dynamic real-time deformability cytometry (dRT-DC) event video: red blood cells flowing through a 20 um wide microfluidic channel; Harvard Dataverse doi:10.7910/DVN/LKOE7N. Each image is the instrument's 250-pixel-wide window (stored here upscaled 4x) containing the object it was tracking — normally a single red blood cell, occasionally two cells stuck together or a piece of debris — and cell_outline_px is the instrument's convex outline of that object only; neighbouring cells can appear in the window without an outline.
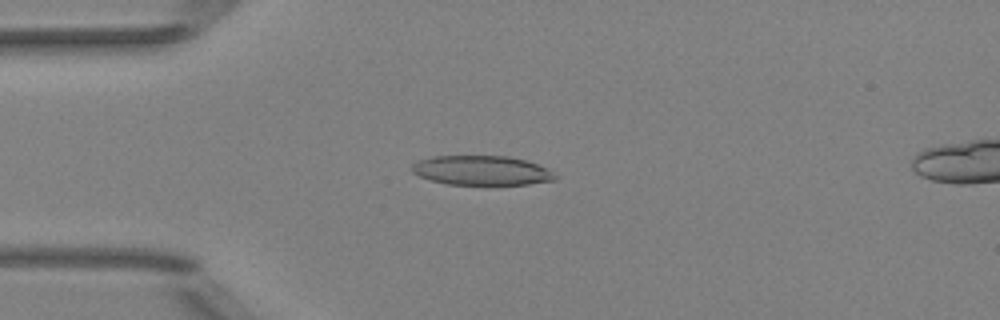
{"species": "Egyptian fruit bat (a non-hibernating species)", "species_latin": "Rousettus aegyptiacus", "temperature_condition": "room temperature", "stored_images_in_passage": 51, "camera_frame_rate_fps": 3000, "um_per_image_px": 0.085, "animal": {"sex": "female"}, "frame": {"image": 1, "passage_image": 13, "time_ms": 4.0, "image_size_px": [1000, 320], "cell_outline_px": [[556, 180], [528, 184], [448, 184], [432, 180], [420, 176], [412, 172], [412, 164], [416, 160], [432, 156], [508, 156], [524, 160], [548, 168], [556, 176]], "centroid_in_image_um": [40.92, 14.48], "position_along_channel_um": 44.1, "area_um2": 24.45}}
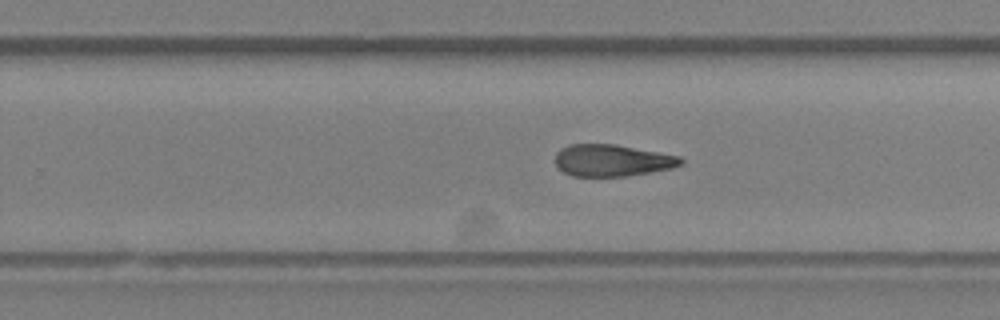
{"frame": {"image": 2, "passage_image": 32, "time_ms": 10.333, "image_size_px": [1000, 320], "cell_outline_px": [[684, 164], [672, 168], [624, 176], [572, 176], [564, 172], [556, 164], [556, 152], [560, 148], [568, 144], [616, 144], [680, 156], [684, 160]], "centroid_in_image_um": [52.04, 13.62], "position_along_channel_um": 277.8, "area_um2": 23.29}}
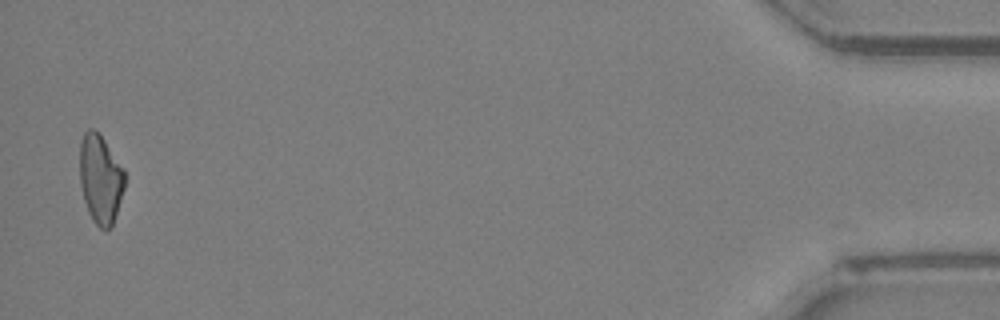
{"frame": {"image": 3, "passage_image": 50, "time_ms": 16.333, "image_size_px": [1000, 320], "cell_outline_px": [[124, 188], [112, 228], [100, 228], [92, 220], [88, 212], [84, 200], [80, 184], [80, 144], [84, 132], [88, 128], [92, 128], [100, 132], [124, 168]], "centroid_in_image_um": [8.54, 15.18], "position_along_channel_um": 426.7, "area_um2": 23.52}, "authors_computed_cell_mechanics": {"area_um2": 24.3916, "velocity_mm_per_s": 4.0118, "shape_relaxation_time_tau1_ms": null, "shape_relaxation_time_tau2_ms": 6.6479, "deformation_change_tau1": null, "deformation_change_tau2": 0.1844}}